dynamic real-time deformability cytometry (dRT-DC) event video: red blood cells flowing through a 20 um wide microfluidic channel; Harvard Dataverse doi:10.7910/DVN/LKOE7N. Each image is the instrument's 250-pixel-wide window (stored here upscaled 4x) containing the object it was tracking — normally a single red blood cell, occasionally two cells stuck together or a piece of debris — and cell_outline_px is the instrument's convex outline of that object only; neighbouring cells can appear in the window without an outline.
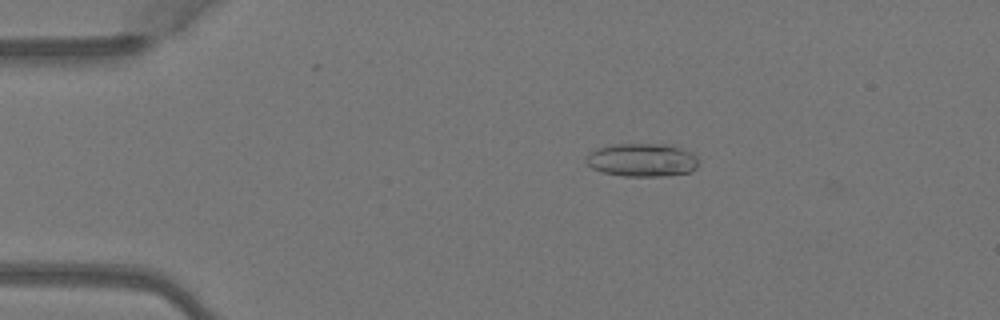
{"species": "Egyptian fruit bat (a non-hibernating species)", "species_latin": "Rousettus aegyptiacus", "temperature_condition": "warm", "stored_images_in_passage": 4, "camera_frame_rate_fps": 3000, "um_per_image_px": 0.085, "animal": {"sex": "female"}, "frame": {"image": 1, "passage_image": 3, "time_ms": 0.667, "image_size_px": [1000, 320], "cell_outline_px": [[700, 160], [696, 168], [688, 172], [660, 176], [624, 176], [600, 172], [592, 168], [584, 160], [588, 152], [596, 148], [612, 144], [668, 144], [692, 152]], "centroid_in_image_um": [54.54, 13.59], "position_along_channel_um": 30.5, "area_um2": 22.02}}